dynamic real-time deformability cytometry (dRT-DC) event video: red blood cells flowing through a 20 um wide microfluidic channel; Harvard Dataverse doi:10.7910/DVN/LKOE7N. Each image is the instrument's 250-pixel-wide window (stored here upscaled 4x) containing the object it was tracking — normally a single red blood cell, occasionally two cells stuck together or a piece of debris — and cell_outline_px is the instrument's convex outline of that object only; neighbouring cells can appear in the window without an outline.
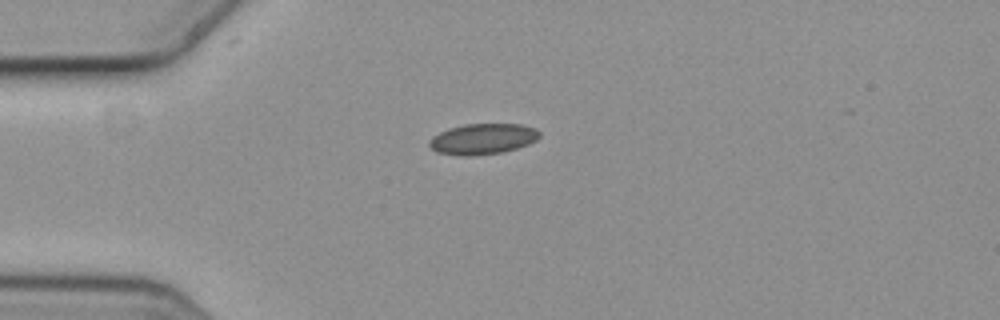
{"species": "common noctule bat (a hibernating species)", "species_latin": "Nyctalus noctula", "temperature_condition": "cold", "stored_images_in_passage": 6, "camera_frame_rate_fps": 3000, "um_per_image_px": 0.085, "animal": {"sex": "female", "body_mass_g": 19.3, "forearm_length_mm": 54.1}, "frame": {"image": 1, "passage_image": 1, "time_ms": 0.0, "image_size_px": [1000, 320], "cell_outline_px": [[540, 136], [536, 140], [528, 144], [516, 148], [500, 152], [472, 156], [460, 156], [436, 152], [428, 144], [428, 140], [432, 136], [448, 128], [464, 124], [524, 124], [536, 128], [540, 132]], "centroid_in_image_um": [41.02, 11.8], "position_along_channel_um": 44.0, "area_um2": 19.88}}
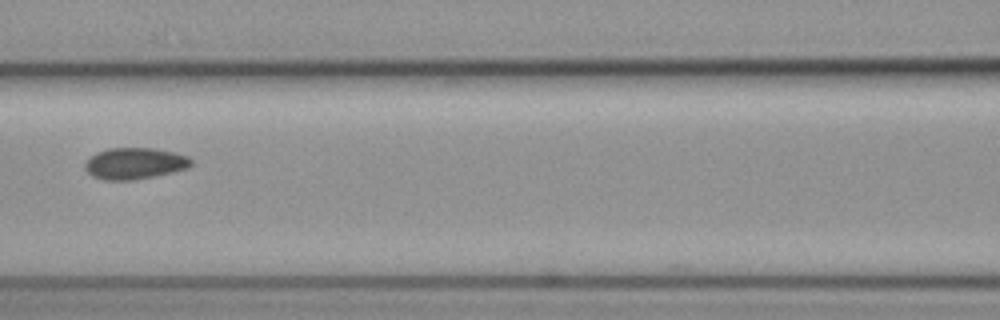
{"frame": {"image": 2, "passage_image": 4, "time_ms": 1.0, "image_size_px": [1000, 320], "cell_outline_px": [[192, 164], [188, 168], [172, 172], [132, 180], [104, 180], [92, 176], [84, 168], [84, 164], [96, 152], [108, 148], [156, 148], [188, 156], [192, 160]], "centroid_in_image_um": [11.44, 13.88], "position_along_channel_um": 155.2, "area_um2": 19.36}}
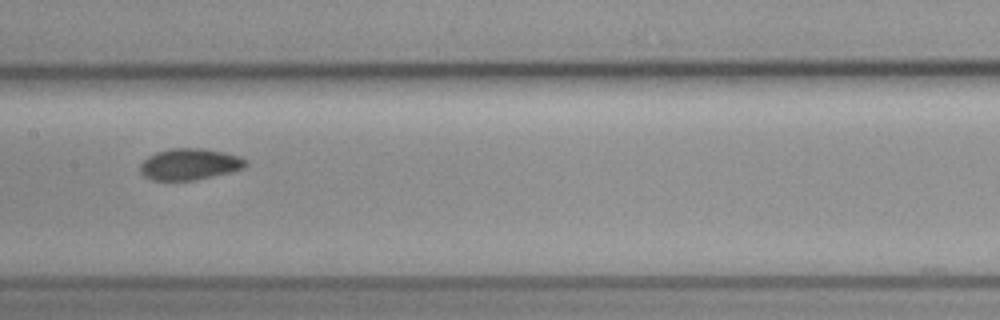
{"frame": {"image": 3, "passage_image": 5, "time_ms": 1.333, "image_size_px": [1000, 320], "cell_outline_px": [[248, 164], [244, 168], [232, 172], [192, 180], [152, 180], [144, 176], [140, 172], [140, 164], [148, 156], [156, 152], [168, 148], [204, 148], [224, 152], [240, 156], [248, 160]], "centroid_in_image_um": [16.14, 13.94], "position_along_channel_um": 191.3, "area_um2": 19.48}}